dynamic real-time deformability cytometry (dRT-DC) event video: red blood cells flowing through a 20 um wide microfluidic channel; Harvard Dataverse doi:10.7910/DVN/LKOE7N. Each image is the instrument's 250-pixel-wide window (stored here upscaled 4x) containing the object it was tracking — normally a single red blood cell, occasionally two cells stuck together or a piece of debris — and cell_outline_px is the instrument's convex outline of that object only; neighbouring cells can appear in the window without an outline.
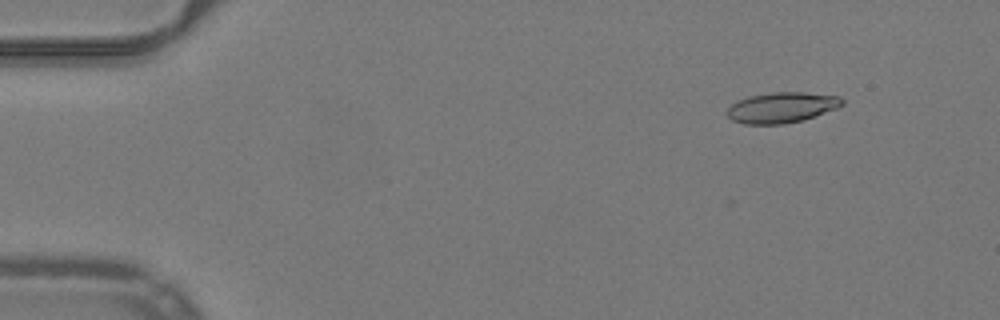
{"species": "common noctule bat (a hibernating species)", "species_latin": "Nyctalus noctula", "temperature_condition": "warm", "stored_images_in_passage": 48, "camera_frame_rate_fps": 3000, "um_per_image_px": 0.085, "animal": {"sex": "male", "body_mass_g": 19.2, "forearm_length_mm": 51.8}, "frame": {"image": 1, "passage_image": 2, "time_ms": 0.333, "image_size_px": [1000, 320], "cell_outline_px": [[844, 104], [836, 108], [804, 120], [784, 124], [744, 124], [732, 120], [728, 116], [728, 108], [736, 100], [748, 96], [772, 92], [804, 92], [840, 96], [844, 100]], "centroid_in_image_um": [66.45, 9.13], "position_along_channel_um": 18.6, "area_um2": 20.58}}
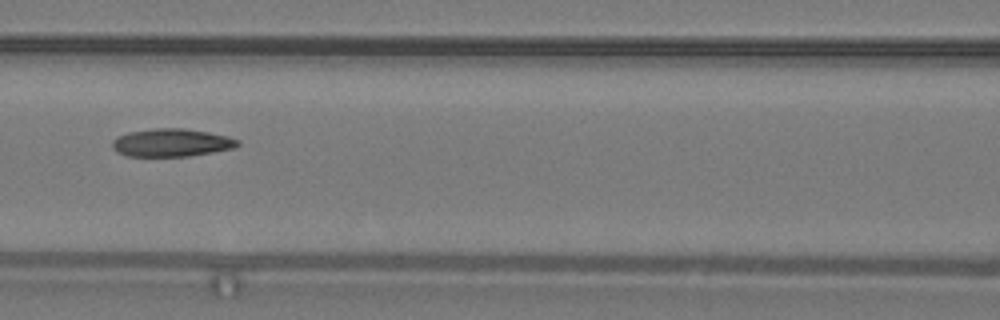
{"frame": {"image": 2, "passage_image": 20, "time_ms": 6.333, "image_size_px": [1000, 320], "cell_outline_px": [[240, 144], [236, 148], [188, 156], [128, 156], [116, 152], [112, 148], [112, 140], [128, 132], [156, 128], [184, 128], [208, 132], [228, 136], [240, 140]], "centroid_in_image_um": [14.6, 12.13], "position_along_channel_um": 152.0, "area_um2": 20.46}}
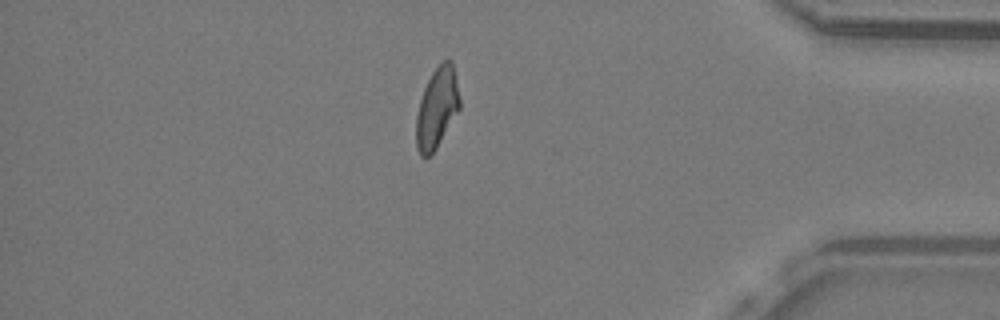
{"frame": {"image": 3, "passage_image": 41, "time_ms": 13.333, "image_size_px": [1000, 320], "cell_outline_px": [[460, 108], [436, 148], [428, 156], [420, 156], [416, 148], [416, 116], [420, 100], [424, 88], [432, 72], [444, 60], [452, 60], [460, 100]], "centroid_in_image_um": [37.13, 9.18], "position_along_channel_um": 398.1, "area_um2": 20.11}, "authors_computed_cell_mechanics": {"area_um2": 20.5479, "velocity_mm_per_s": 4.0003, "shape_relaxation_time_tau1_ms": null, "shape_relaxation_time_tau2_ms": 3.3116, "deformation_change_tau1": null, "deformation_change_tau2": 0.1134}}